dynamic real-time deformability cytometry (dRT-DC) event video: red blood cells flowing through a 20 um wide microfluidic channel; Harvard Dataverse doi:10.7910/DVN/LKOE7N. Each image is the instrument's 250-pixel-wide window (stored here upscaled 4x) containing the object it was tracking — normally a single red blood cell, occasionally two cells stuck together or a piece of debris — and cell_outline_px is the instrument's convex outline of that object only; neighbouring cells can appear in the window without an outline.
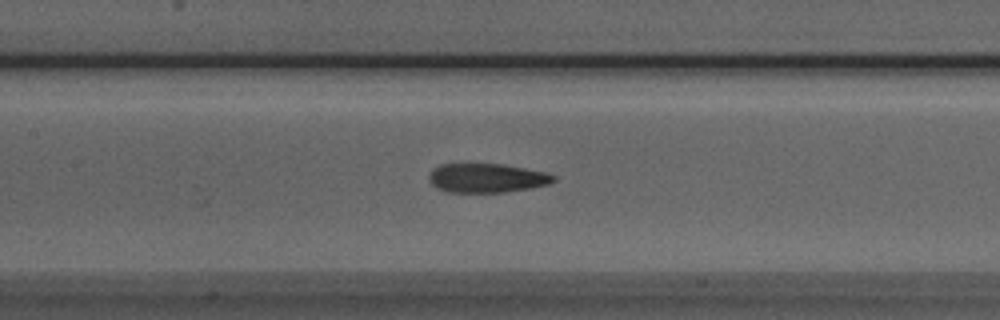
{"species": "Egyptian fruit bat (a non-hibernating species)", "species_latin": "Rousettus aegyptiacus", "temperature_condition": "room temperature", "stored_images_in_passage": 46, "camera_frame_rate_fps": 3000, "um_per_image_px": 0.085, "animal": {"sex": "male"}, "frame": {"image": 1, "passage_image": 20, "time_ms": 6.333, "image_size_px": [1000, 320], "cell_outline_px": [[556, 180], [548, 184], [532, 188], [504, 192], [448, 192], [436, 188], [428, 180], [428, 176], [432, 168], [440, 164], [504, 164], [548, 172], [556, 176]], "centroid_in_image_um": [41.38, 15.13], "position_along_channel_um": 166.0, "area_um2": 21.39}}
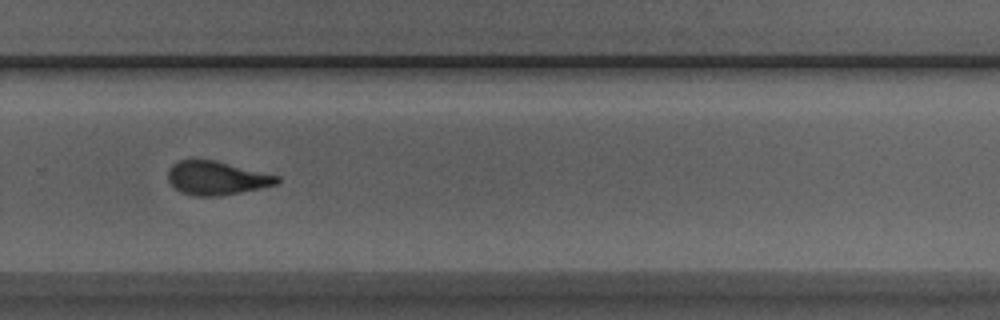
{"frame": {"image": 2, "passage_image": 31, "time_ms": 10.0, "image_size_px": [1000, 320], "cell_outline_px": [[280, 180], [276, 184], [260, 188], [220, 196], [196, 196], [180, 192], [168, 180], [168, 168], [172, 164], [180, 160], [216, 160], [280, 176]], "centroid_in_image_um": [18.4, 15.13], "position_along_channel_um": 311.4, "area_um2": 21.33}}
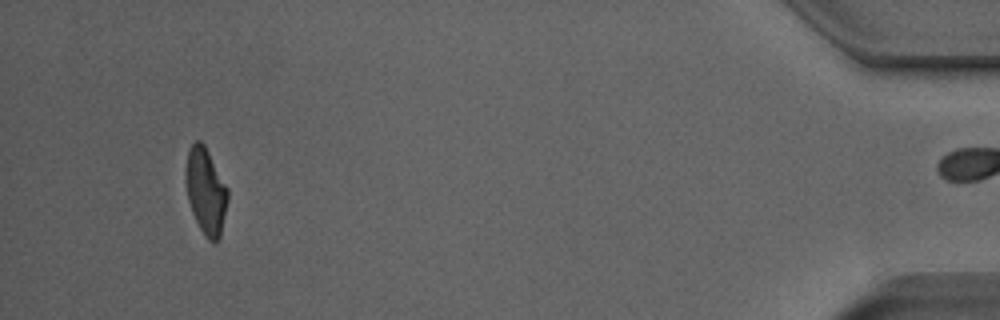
{"frame": {"image": 3, "passage_image": 45, "time_ms": 14.667, "image_size_px": [1000, 320], "cell_outline_px": [[228, 200], [220, 236], [216, 244], [212, 244], [204, 236], [192, 212], [188, 200], [184, 176], [184, 172], [188, 148], [196, 140], [200, 140], [204, 144], [228, 188]], "centroid_in_image_um": [17.48, 16.25], "position_along_channel_um": 417.7, "area_um2": 21.39}, "authors_computed_cell_mechanics": {"area_um2": 21.5594, "velocity_mm_per_s": 3.978, "shape_relaxation_time_tau1_ms": 10.1503, "shape_relaxation_time_tau2_ms": 2.1784, "deformation_change_tau1": 0.2606, "deformation_change_tau2": 0.1133}}